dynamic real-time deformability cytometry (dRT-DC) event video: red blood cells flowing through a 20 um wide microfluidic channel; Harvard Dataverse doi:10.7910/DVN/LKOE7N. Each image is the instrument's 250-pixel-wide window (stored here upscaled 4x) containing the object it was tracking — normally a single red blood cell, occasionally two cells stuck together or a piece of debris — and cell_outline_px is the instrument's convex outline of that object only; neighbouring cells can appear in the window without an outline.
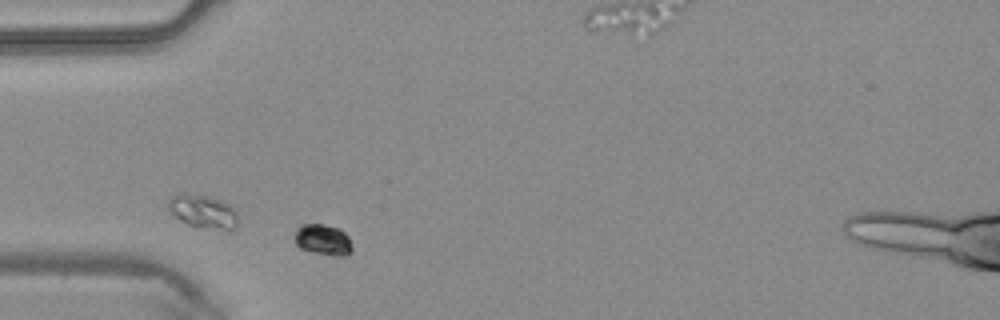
{"species": "common noctule bat (a hibernating species)", "species_latin": "Nyctalus noctula", "temperature_condition": "warm", "stored_images_in_passage": 2, "segment_of_instrument_passage": [1, 2], "camera_frame_rate_fps": 3000, "um_per_image_px": 0.085, "animal": {"sex": "male", "body_mass_g": 20.4}, "frame": {"image": 1, "passage_image": 1, "time_ms": 0.0, "image_size_px": [1000, 320], "cell_outline_px": [[352, 252], [344, 256], [336, 256], [312, 252], [300, 248], [296, 244], [292, 236], [296, 228], [300, 224], [324, 224], [340, 228], [348, 236], [352, 248]], "centroid_in_image_um": [27.42, 20.36], "position_along_channel_um": 57.6, "area_um2": 10.64}}